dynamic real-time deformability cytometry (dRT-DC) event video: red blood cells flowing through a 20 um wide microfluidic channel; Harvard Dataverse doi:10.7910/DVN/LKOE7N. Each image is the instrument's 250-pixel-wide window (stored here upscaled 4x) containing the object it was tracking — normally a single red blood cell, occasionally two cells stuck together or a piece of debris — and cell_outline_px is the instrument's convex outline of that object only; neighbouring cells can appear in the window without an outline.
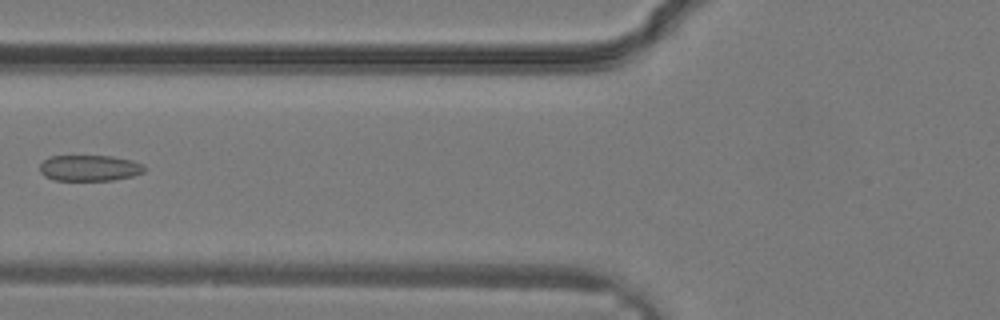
{"species": "common noctule bat (a hibernating species)", "species_latin": "Nyctalus noctula", "temperature_condition": "warm", "stored_images_in_passage": 34, "camera_frame_rate_fps": 3000, "um_per_image_px": 0.085, "animal": {"sex": "male", "body_mass_g": 19.2, "forearm_length_mm": 51.8}, "frame": {"image": 1, "passage_image": 14, "time_ms": 4.333, "image_size_px": [1000, 320], "cell_outline_px": [[144, 172], [132, 176], [112, 180], [56, 180], [44, 176], [40, 172], [40, 164], [44, 160], [52, 156], [112, 156], [132, 160], [144, 164]], "centroid_in_image_um": [7.62, 14.28], "position_along_channel_um": 118.2, "area_um2": 15.78}}
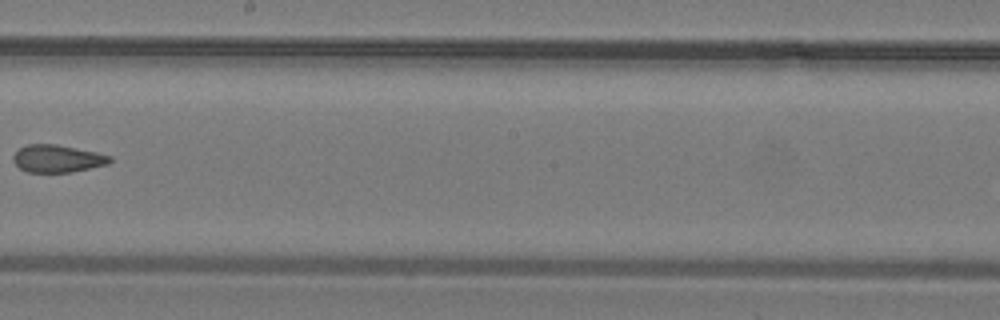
{"frame": {"image": 2, "passage_image": 20, "time_ms": 6.333, "image_size_px": [1000, 320], "cell_outline_px": [[112, 160], [108, 164], [72, 172], [28, 172], [20, 168], [12, 160], [12, 156], [20, 148], [28, 144], [56, 144], [96, 152], [112, 156]], "centroid_in_image_um": [4.88, 13.48], "position_along_channel_um": 243.3, "area_um2": 15.43}}
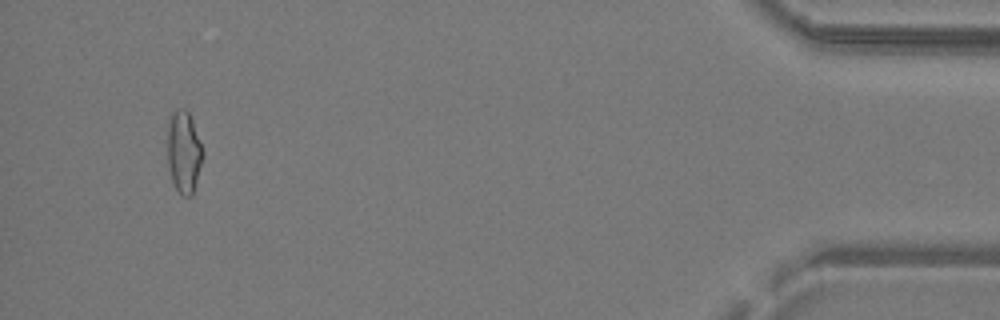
{"frame": {"image": 3, "passage_image": 32, "time_ms": 10.333, "image_size_px": [1000, 320], "cell_outline_px": [[204, 156], [192, 196], [184, 196], [176, 188], [172, 180], [168, 168], [168, 116], [176, 108], [184, 108], [188, 112], [192, 120], [204, 152]], "centroid_in_image_um": [15.62, 12.89], "position_along_channel_um": 419.6, "area_um2": 16.99}}